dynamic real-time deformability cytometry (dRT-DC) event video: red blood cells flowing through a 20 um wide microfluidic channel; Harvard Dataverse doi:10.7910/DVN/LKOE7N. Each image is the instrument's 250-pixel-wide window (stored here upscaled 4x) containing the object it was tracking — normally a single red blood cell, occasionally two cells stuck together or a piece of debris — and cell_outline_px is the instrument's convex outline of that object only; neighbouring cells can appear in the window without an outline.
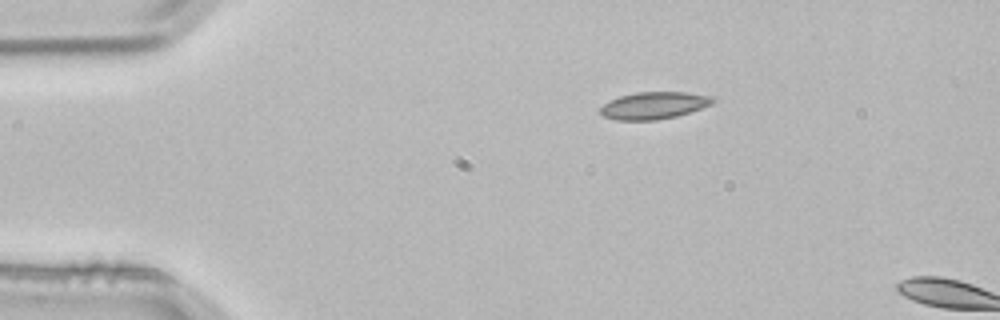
{"species": "common noctule bat (a hibernating species)", "species_latin": "Nyctalus noctula", "temperature_condition": "room temperature", "stored_images_in_passage": 2, "camera_frame_rate_fps": 3000, "um_per_image_px": 0.085, "animal": {"sex": "male", "body_mass_g": 21.5, "forearm_length_mm": 52.0}, "frame": {"image": 1, "passage_image": 1, "time_ms": 0.0, "image_size_px": [1000, 320], "cell_outline_px": [[716, 100], [712, 104], [676, 116], [656, 120], [616, 120], [604, 116], [600, 112], [600, 108], [604, 104], [620, 96], [636, 92], [684, 92], [712, 96]], "centroid_in_image_um": [55.59, 8.96], "position_along_channel_um": 29.4, "area_um2": 17.57}}